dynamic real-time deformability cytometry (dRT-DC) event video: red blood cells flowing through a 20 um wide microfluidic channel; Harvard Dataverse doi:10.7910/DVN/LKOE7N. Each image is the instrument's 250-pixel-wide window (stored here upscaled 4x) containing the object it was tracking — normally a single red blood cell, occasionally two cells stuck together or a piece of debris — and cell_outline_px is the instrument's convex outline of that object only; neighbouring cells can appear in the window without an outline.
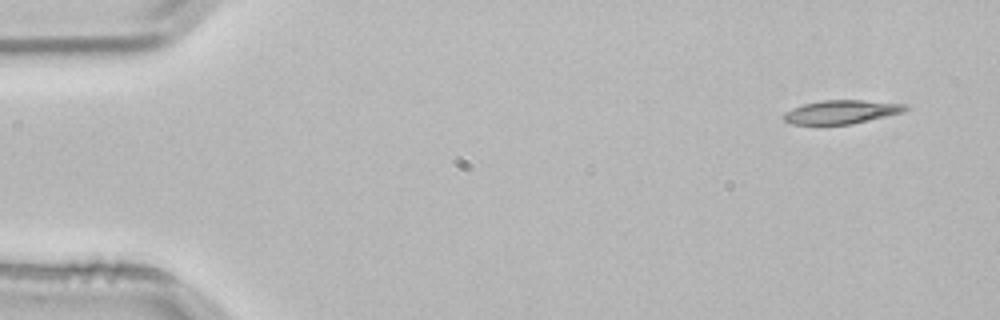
{"species": "common noctule bat (a hibernating species)", "species_latin": "Nyctalus noctula", "temperature_condition": "room temperature", "stored_images_in_passage": 3, "camera_frame_rate_fps": 3000, "um_per_image_px": 0.085, "animal": {"sex": "male", "body_mass_g": 21.5, "forearm_length_mm": 52.0}, "frame": {"image": 1, "passage_image": 1, "time_ms": 0.0, "image_size_px": [1000, 320], "cell_outline_px": [[912, 108], [904, 112], [852, 124], [792, 124], [784, 120], [784, 112], [792, 108], [804, 104], [824, 100], [860, 100], [912, 104]], "centroid_in_image_um": [71.62, 9.5], "position_along_channel_um": 13.4, "area_um2": 16.88}}
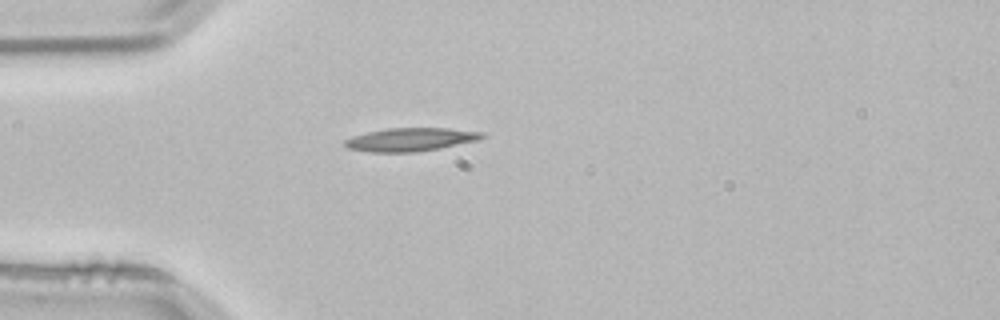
{"frame": {"image": 2, "passage_image": 3, "time_ms": 0.667, "image_size_px": [1000, 320], "cell_outline_px": [[488, 136], [476, 140], [440, 148], [416, 152], [372, 152], [348, 148], [344, 144], [344, 140], [352, 136], [368, 132], [388, 128], [448, 128], [484, 132]], "centroid_in_image_um": [34.92, 11.85], "position_along_channel_um": 50.1, "area_um2": 18.55}}